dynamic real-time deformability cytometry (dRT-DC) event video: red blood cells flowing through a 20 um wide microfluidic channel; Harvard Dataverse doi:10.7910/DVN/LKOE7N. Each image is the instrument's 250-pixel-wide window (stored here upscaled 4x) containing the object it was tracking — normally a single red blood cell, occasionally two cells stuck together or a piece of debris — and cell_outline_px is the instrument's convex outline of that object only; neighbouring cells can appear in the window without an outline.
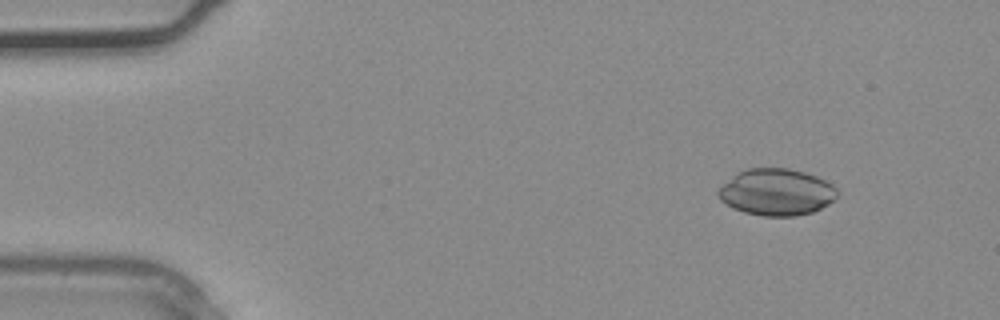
{"species": "common noctule bat (a hibernating species)", "species_latin": "Nyctalus noctula", "temperature_condition": "warm", "stored_images_in_passage": 3, "camera_frame_rate_fps": 3000, "um_per_image_px": 0.085, "animal": {"sex": "male", "body_mass_g": 20.4}, "frame": {"image": 1, "passage_image": 1, "time_ms": 0.0, "image_size_px": [1000, 320], "cell_outline_px": [[836, 196], [828, 204], [812, 212], [792, 216], [764, 216], [744, 212], [732, 208], [720, 200], [716, 192], [724, 184], [744, 168], [788, 168], [804, 172], [816, 176], [832, 184], [836, 188]], "centroid_in_image_um": [65.98, 16.33], "position_along_channel_um": 19.0, "area_um2": 32.08}}
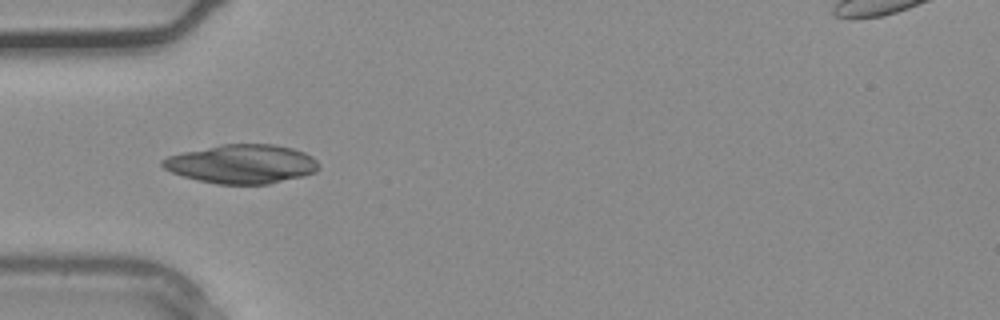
{"frame": {"image": 2, "passage_image": 3, "time_ms": 0.667, "image_size_px": [1000, 320], "cell_outline_px": [[320, 168], [316, 172], [304, 176], [268, 184], [216, 184], [196, 180], [172, 172], [164, 168], [160, 164], [160, 160], [168, 156], [184, 152], [220, 144], [272, 144], [292, 148], [304, 152], [312, 156], [320, 164]], "centroid_in_image_um": [20.57, 13.94], "position_along_channel_um": 64.4, "area_um2": 35.6}}